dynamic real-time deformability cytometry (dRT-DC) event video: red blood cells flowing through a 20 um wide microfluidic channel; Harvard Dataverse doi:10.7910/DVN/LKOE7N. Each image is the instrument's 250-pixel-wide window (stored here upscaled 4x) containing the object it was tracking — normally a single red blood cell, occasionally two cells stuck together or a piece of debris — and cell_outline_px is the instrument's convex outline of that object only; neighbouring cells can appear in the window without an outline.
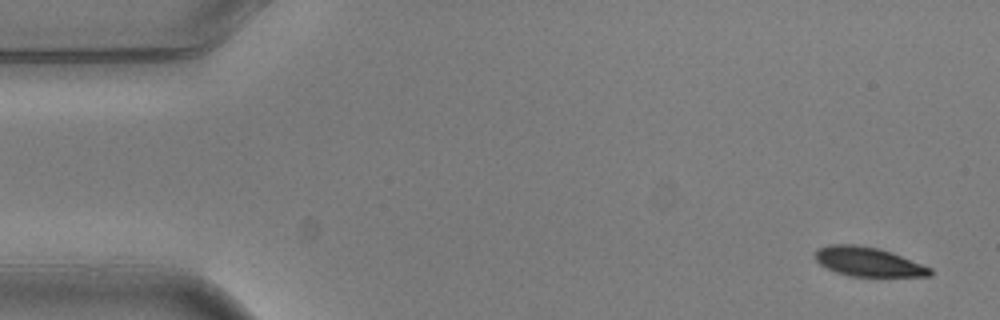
{"species": "common noctule bat (a hibernating species)", "species_latin": "Nyctalus noctula", "temperature_condition": "warm", "stored_images_in_passage": 5, "camera_frame_rate_fps": 3000, "um_per_image_px": 0.085, "animal": {"sex": "male", "body_mass_g": 20.5, "forearm_length_mm": 52.5}, "frame": {"image": 1, "passage_image": 1, "time_ms": 0.0, "image_size_px": [1000, 320], "cell_outline_px": [[932, 276], [852, 276], [836, 272], [820, 264], [816, 260], [816, 248], [828, 244], [856, 244], [880, 248], [892, 252], [932, 268]], "centroid_in_image_um": [73.8, 22.23], "position_along_channel_um": 11.2, "area_um2": 19.59}}
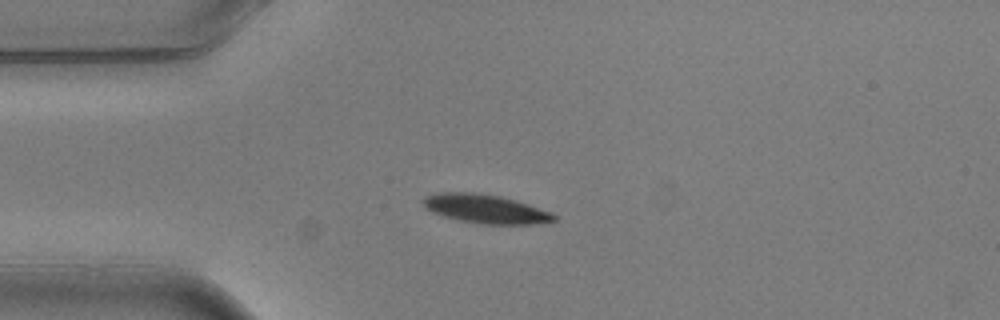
{"frame": {"image": 2, "passage_image": 4, "time_ms": 1.0, "image_size_px": [1000, 320], "cell_outline_px": [[556, 220], [532, 224], [484, 224], [460, 220], [444, 216], [432, 212], [424, 208], [420, 200], [424, 196], [436, 192], [472, 192], [500, 196], [516, 200], [552, 212], [556, 216]], "centroid_in_image_um": [41.21, 17.74], "position_along_channel_um": 43.8, "area_um2": 22.08}}